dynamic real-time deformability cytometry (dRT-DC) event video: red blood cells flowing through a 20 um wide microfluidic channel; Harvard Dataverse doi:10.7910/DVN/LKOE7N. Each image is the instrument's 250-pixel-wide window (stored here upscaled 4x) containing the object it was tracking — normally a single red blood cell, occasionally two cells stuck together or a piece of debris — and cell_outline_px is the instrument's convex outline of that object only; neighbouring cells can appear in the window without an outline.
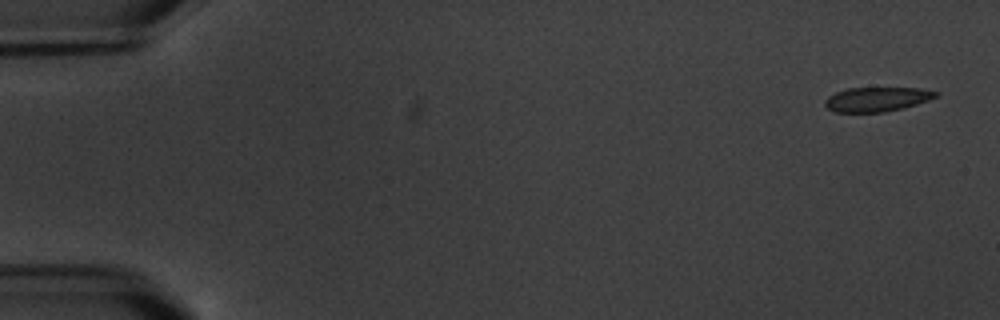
{"species": "common noctule bat (a hibernating species)", "species_latin": "Nyctalus noctula", "temperature_condition": "warm", "stored_images_in_passage": 5, "camera_frame_rate_fps": 3000, "um_per_image_px": 0.085, "animal": {"sex": "male", "body_mass_g": 20.1, "forearm_length_mm": 53.5}, "frame": {"image": 1, "passage_image": 1, "time_ms": 0.0, "image_size_px": [1000, 320], "cell_outline_px": [[940, 92], [936, 96], [928, 100], [904, 108], [884, 112], [836, 112], [828, 108], [824, 104], [824, 100], [828, 96], [836, 92], [848, 88], [920, 88]], "centroid_in_image_um": [74.53, 8.44], "position_along_channel_um": 10.5, "area_um2": 15.72}}